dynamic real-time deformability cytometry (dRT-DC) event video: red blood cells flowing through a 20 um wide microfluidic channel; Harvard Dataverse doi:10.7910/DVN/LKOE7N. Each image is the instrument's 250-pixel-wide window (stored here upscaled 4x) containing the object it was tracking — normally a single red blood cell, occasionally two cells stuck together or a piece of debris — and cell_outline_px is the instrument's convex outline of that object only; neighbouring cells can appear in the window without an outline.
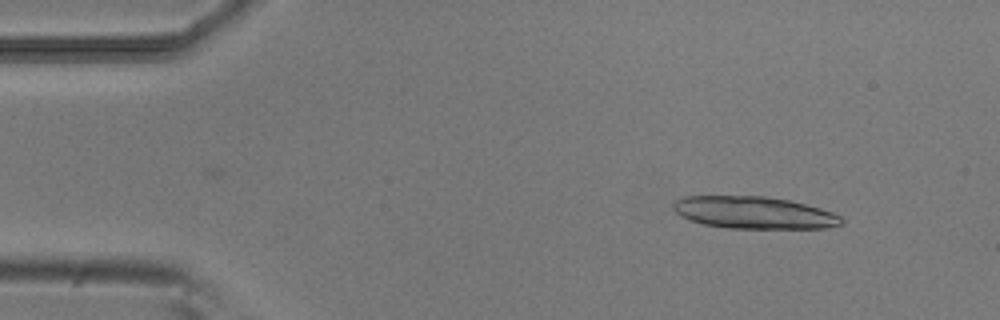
{"species": "common noctule bat (a hibernating species)", "species_latin": "Nyctalus noctula", "temperature_condition": "room temperature", "stored_images_in_passage": 39, "segment_of_instrument_passage": [1, 2], "camera_frame_rate_fps": 3000, "um_per_image_px": 0.085, "animal": {"sex": "male", "body_mass_g": 20.5, "forearm_length_mm": 52.5}, "frame": {"image": 1, "passage_image": 5, "time_ms": 1.333, "image_size_px": [1000, 320], "cell_outline_px": [[844, 224], [828, 228], [728, 228], [704, 224], [688, 220], [680, 216], [672, 208], [672, 204], [676, 200], [684, 196], [764, 196], [788, 200], [820, 208], [832, 212], [840, 216], [844, 220]], "centroid_in_image_um": [64.08, 18.08], "position_along_channel_um": 20.9, "area_um2": 31.62}}